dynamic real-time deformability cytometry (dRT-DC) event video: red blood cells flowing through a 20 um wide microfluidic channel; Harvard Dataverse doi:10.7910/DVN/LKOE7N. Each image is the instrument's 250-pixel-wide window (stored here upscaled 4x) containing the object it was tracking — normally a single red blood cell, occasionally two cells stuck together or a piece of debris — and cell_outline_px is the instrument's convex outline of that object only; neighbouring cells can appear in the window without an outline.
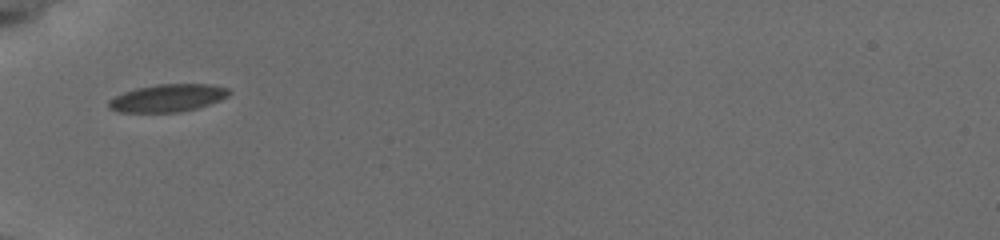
{"species": "common noctule bat (a hibernating species)", "species_latin": "Nyctalus noctula", "temperature_condition": "cold", "stored_images_in_passage": 7, "camera_frame_rate_fps": 3000, "um_per_image_px": 0.085, "animal": {"sex": "female", "body_mass_g": 19.5, "forearm_length_mm": 54.1}, "frame": {"image": 1, "passage_image": 1, "time_ms": 0.0, "image_size_px": [1000, 240], "cell_outline_px": [[228, 96], [220, 100], [196, 108], [176, 112], [120, 112], [108, 108], [108, 100], [124, 92], [136, 88], [156, 84], [204, 84], [228, 88]], "centroid_in_image_um": [14.2, 8.33], "position_along_channel_um": 70.8, "area_um2": 19.07}}
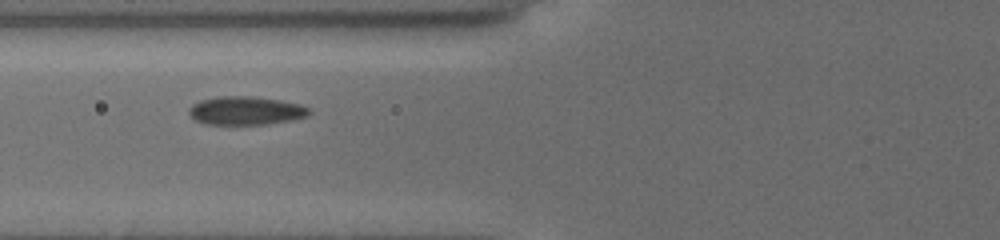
{"frame": {"image": 2, "passage_image": 6, "time_ms": 1.0, "image_size_px": [1000, 240], "cell_outline_px": [[312, 112], [308, 116], [288, 120], [264, 124], [208, 124], [196, 120], [188, 112], [188, 108], [192, 104], [200, 100], [220, 96], [252, 96], [280, 100], [300, 104], [308, 108]], "centroid_in_image_um": [20.88, 9.39], "position_along_channel_um": 104.9, "area_um2": 19.77}}